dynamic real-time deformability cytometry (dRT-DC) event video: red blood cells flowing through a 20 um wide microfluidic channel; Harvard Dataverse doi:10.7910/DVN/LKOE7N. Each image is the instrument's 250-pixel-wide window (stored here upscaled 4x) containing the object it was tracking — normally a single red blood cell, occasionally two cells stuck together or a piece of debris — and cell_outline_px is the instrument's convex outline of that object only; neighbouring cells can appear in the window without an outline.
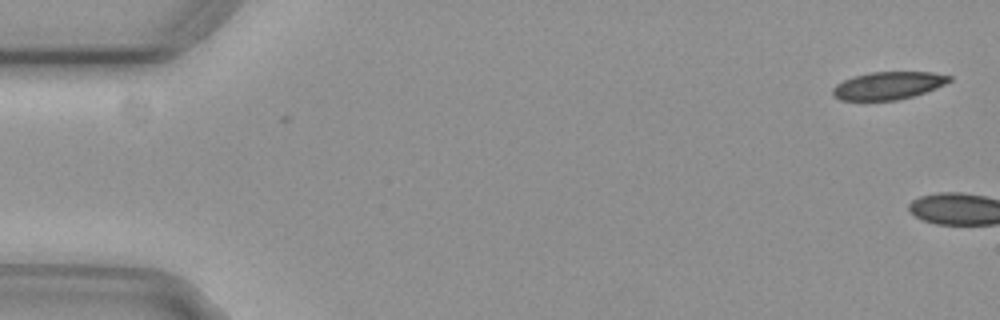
{"species": "common noctule bat (a hibernating species)", "species_latin": "Nyctalus noctula", "temperature_condition": "cold", "stored_images_in_passage": 3, "camera_frame_rate_fps": 3000, "um_per_image_px": 0.085, "animal": {"sex": "female", "body_mass_g": 29.2, "forearm_length_mm": 56.3}, "frame": {"image": 1, "passage_image": 3, "time_ms": 0.667, "image_size_px": [1000, 320], "cell_outline_px": [[952, 80], [936, 88], [912, 96], [896, 100], [840, 100], [832, 96], [832, 88], [836, 84], [852, 76], [872, 72], [932, 72], [952, 76]], "centroid_in_image_um": [75.47, 7.27], "position_along_channel_um": 9.5, "area_um2": 18.79}}